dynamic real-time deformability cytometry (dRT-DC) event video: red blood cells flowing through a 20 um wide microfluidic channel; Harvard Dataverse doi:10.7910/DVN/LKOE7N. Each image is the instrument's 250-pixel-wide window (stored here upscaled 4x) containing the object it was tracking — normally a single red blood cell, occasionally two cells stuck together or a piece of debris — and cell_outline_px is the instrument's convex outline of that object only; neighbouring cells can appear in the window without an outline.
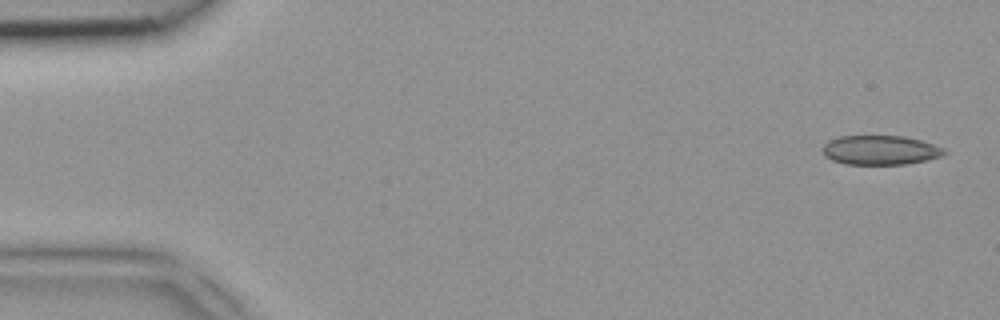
{"species": "common noctule bat (a hibernating species)", "species_latin": "Nyctalus noctula", "temperature_condition": "room temperature", "stored_images_in_passage": 3, "camera_frame_rate_fps": 3000, "um_per_image_px": 0.085, "animal": {"sex": "female", "body_mass_g": 18.4}, "frame": {"image": 1, "passage_image": 1, "time_ms": 0.0, "image_size_px": [1000, 320], "cell_outline_px": [[948, 152], [940, 156], [924, 160], [904, 164], [844, 164], [832, 160], [824, 156], [820, 148], [828, 140], [840, 136], [904, 136], [920, 140], [944, 148]], "centroid_in_image_um": [74.76, 12.75], "position_along_channel_um": 10.2, "area_um2": 20.81}}